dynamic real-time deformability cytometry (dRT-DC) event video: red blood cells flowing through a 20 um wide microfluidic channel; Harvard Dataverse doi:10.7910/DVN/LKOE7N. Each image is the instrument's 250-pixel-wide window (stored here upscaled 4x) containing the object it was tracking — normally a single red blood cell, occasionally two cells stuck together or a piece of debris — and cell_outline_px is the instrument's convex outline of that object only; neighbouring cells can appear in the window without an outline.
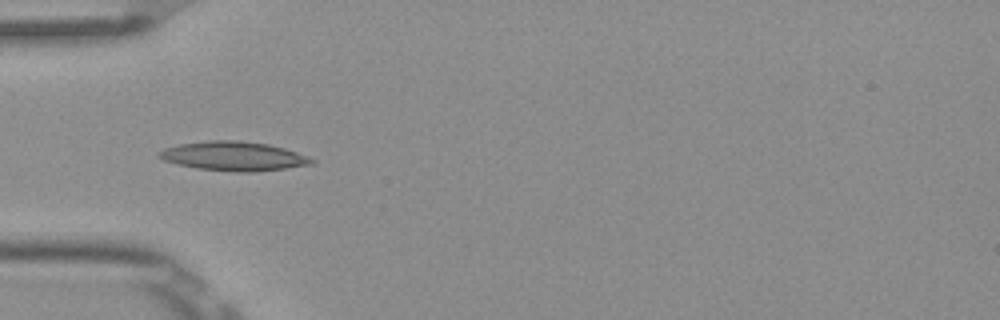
{"species": "Egyptian fruit bat (a non-hibernating species)", "species_latin": "Rousettus aegyptiacus", "temperature_condition": "room temperature", "stored_images_in_passage": 4, "camera_frame_rate_fps": 3000, "um_per_image_px": 0.085, "frame": {"image": 1, "passage_image": 4, "time_ms": 1.0, "image_size_px": [1000, 320], "cell_outline_px": [[316, 160], [312, 164], [256, 172], [236, 172], [196, 168], [176, 164], [164, 160], [156, 156], [156, 152], [164, 148], [180, 144], [208, 140], [240, 140], [268, 144], [284, 148], [296, 152]], "centroid_in_image_um": [19.81, 13.27], "position_along_channel_um": 65.2, "area_um2": 26.01}}